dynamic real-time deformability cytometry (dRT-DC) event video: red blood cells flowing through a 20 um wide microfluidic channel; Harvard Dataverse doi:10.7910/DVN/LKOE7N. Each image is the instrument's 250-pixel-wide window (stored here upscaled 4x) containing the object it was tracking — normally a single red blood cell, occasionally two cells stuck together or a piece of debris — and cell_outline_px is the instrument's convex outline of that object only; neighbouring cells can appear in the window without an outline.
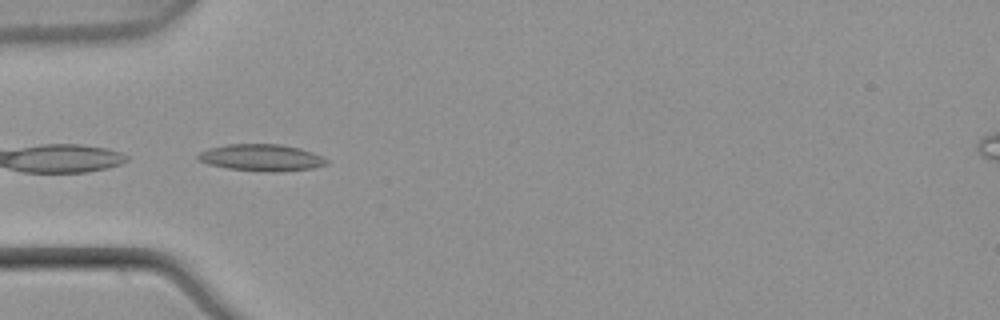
{"species": "common noctule bat (a hibernating species)", "species_latin": "Nyctalus noctula", "temperature_condition": "warm", "stored_images_in_passage": 6, "camera_frame_rate_fps": 3000, "um_per_image_px": 0.085, "animal": {"sex": "male", "body_mass_g": 21.5, "forearm_length_mm": 52.0}, "frame": {"image": 1, "passage_image": 1, "time_ms": 0.0, "image_size_px": [1000, 320], "cell_outline_px": [[328, 164], [312, 168], [280, 172], [264, 172], [228, 168], [208, 164], [200, 160], [196, 156], [200, 152], [208, 148], [228, 144], [280, 144], [300, 148], [312, 152], [328, 160]], "centroid_in_image_um": [22.23, 13.4], "position_along_channel_um": 62.8, "area_um2": 20.06}}